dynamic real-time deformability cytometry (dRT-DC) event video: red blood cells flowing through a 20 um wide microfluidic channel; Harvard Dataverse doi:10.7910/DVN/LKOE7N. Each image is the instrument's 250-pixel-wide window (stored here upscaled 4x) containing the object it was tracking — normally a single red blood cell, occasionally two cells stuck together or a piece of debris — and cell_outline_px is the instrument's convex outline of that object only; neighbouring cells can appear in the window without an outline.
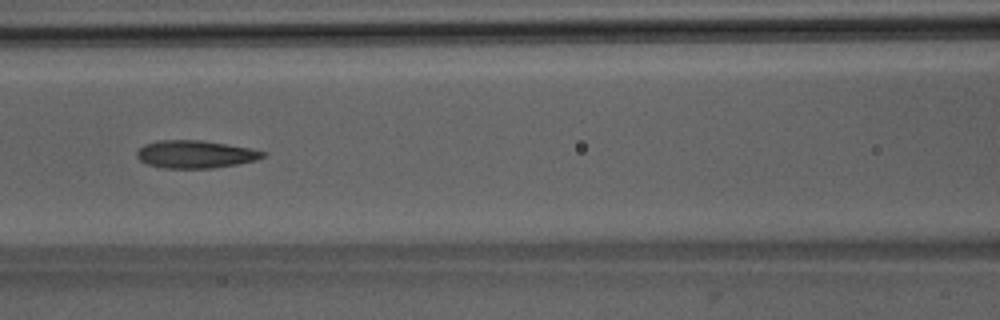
{"species": "Egyptian fruit bat (a non-hibernating species)", "species_latin": "Rousettus aegyptiacus", "temperature_condition": "room temperature", "stored_images_in_passage": 7, "camera_frame_rate_fps": 3000, "um_per_image_px": 0.085, "animal": {"sex": "male"}, "frame": {"image": 1, "passage_image": 7, "time_ms": 6.667, "image_size_px": [1000, 320], "cell_outline_px": [[264, 156], [256, 160], [236, 164], [212, 168], [160, 168], [148, 164], [140, 160], [136, 156], [136, 152], [144, 144], [156, 140], [200, 140], [252, 148], [264, 152]], "centroid_in_image_um": [16.56, 13.11], "position_along_channel_um": 150.0, "area_um2": 20.29}}